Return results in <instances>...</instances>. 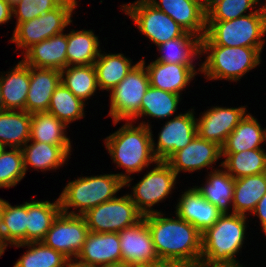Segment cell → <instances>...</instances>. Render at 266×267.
I'll return each instance as SVG.
<instances>
[{"label": "cell", "instance_id": "cell-1", "mask_svg": "<svg viewBox=\"0 0 266 267\" xmlns=\"http://www.w3.org/2000/svg\"><path fill=\"white\" fill-rule=\"evenodd\" d=\"M159 216L158 212L143 216L159 259L195 266L202 257V233L181 218L173 220Z\"/></svg>", "mask_w": 266, "mask_h": 267}, {"label": "cell", "instance_id": "cell-2", "mask_svg": "<svg viewBox=\"0 0 266 267\" xmlns=\"http://www.w3.org/2000/svg\"><path fill=\"white\" fill-rule=\"evenodd\" d=\"M210 23L201 37V45H219L224 47H250L261 51L263 41L260 39L266 32V9L261 8L233 20L206 21Z\"/></svg>", "mask_w": 266, "mask_h": 267}, {"label": "cell", "instance_id": "cell-3", "mask_svg": "<svg viewBox=\"0 0 266 267\" xmlns=\"http://www.w3.org/2000/svg\"><path fill=\"white\" fill-rule=\"evenodd\" d=\"M129 181L125 175L113 174L70 182L59 198L61 212L66 213L68 206L81 207L83 216L90 209L115 198L112 195Z\"/></svg>", "mask_w": 266, "mask_h": 267}, {"label": "cell", "instance_id": "cell-4", "mask_svg": "<svg viewBox=\"0 0 266 267\" xmlns=\"http://www.w3.org/2000/svg\"><path fill=\"white\" fill-rule=\"evenodd\" d=\"M150 129L147 126L133 128L125 125L119 131L112 134L106 144L114 161L124 166L127 172H138L149 164L150 161L158 162L154 151ZM150 154V155H149Z\"/></svg>", "mask_w": 266, "mask_h": 267}, {"label": "cell", "instance_id": "cell-5", "mask_svg": "<svg viewBox=\"0 0 266 267\" xmlns=\"http://www.w3.org/2000/svg\"><path fill=\"white\" fill-rule=\"evenodd\" d=\"M244 215L222 214L219 219L202 233V256L209 263H234V254L240 248L244 235Z\"/></svg>", "mask_w": 266, "mask_h": 267}, {"label": "cell", "instance_id": "cell-6", "mask_svg": "<svg viewBox=\"0 0 266 267\" xmlns=\"http://www.w3.org/2000/svg\"><path fill=\"white\" fill-rule=\"evenodd\" d=\"M202 48L212 49L202 70L213 79L238 80L245 72L259 64L260 50L257 48L201 45Z\"/></svg>", "mask_w": 266, "mask_h": 267}, {"label": "cell", "instance_id": "cell-7", "mask_svg": "<svg viewBox=\"0 0 266 267\" xmlns=\"http://www.w3.org/2000/svg\"><path fill=\"white\" fill-rule=\"evenodd\" d=\"M83 216L91 232L119 233L139 222L144 215L137 209L131 196H125L103 202L90 209Z\"/></svg>", "mask_w": 266, "mask_h": 267}, {"label": "cell", "instance_id": "cell-8", "mask_svg": "<svg viewBox=\"0 0 266 267\" xmlns=\"http://www.w3.org/2000/svg\"><path fill=\"white\" fill-rule=\"evenodd\" d=\"M75 5V0H64L57 8L17 24L12 41L20 47L28 48L30 45L60 34L71 22V12Z\"/></svg>", "mask_w": 266, "mask_h": 267}, {"label": "cell", "instance_id": "cell-9", "mask_svg": "<svg viewBox=\"0 0 266 267\" xmlns=\"http://www.w3.org/2000/svg\"><path fill=\"white\" fill-rule=\"evenodd\" d=\"M150 86L148 72H144V61H140L127 76L112 89L111 111L115 123L121 119L140 115V106Z\"/></svg>", "mask_w": 266, "mask_h": 267}, {"label": "cell", "instance_id": "cell-10", "mask_svg": "<svg viewBox=\"0 0 266 267\" xmlns=\"http://www.w3.org/2000/svg\"><path fill=\"white\" fill-rule=\"evenodd\" d=\"M89 233L84 216L60 212L42 242L69 259L78 255Z\"/></svg>", "mask_w": 266, "mask_h": 267}, {"label": "cell", "instance_id": "cell-11", "mask_svg": "<svg viewBox=\"0 0 266 267\" xmlns=\"http://www.w3.org/2000/svg\"><path fill=\"white\" fill-rule=\"evenodd\" d=\"M136 4L137 6H128L127 13L134 19L139 29L157 45L186 33L178 23L157 9L149 0H141Z\"/></svg>", "mask_w": 266, "mask_h": 267}, {"label": "cell", "instance_id": "cell-12", "mask_svg": "<svg viewBox=\"0 0 266 267\" xmlns=\"http://www.w3.org/2000/svg\"><path fill=\"white\" fill-rule=\"evenodd\" d=\"M122 264L144 267L159 261L145 218L118 233Z\"/></svg>", "mask_w": 266, "mask_h": 267}, {"label": "cell", "instance_id": "cell-13", "mask_svg": "<svg viewBox=\"0 0 266 267\" xmlns=\"http://www.w3.org/2000/svg\"><path fill=\"white\" fill-rule=\"evenodd\" d=\"M157 163L158 167L149 172L142 181L134 187V197H136V199L131 197V200L143 215L154 213V211L146 210L142 207V204L151 207L167 196L177 176L166 161L158 160Z\"/></svg>", "mask_w": 266, "mask_h": 267}, {"label": "cell", "instance_id": "cell-14", "mask_svg": "<svg viewBox=\"0 0 266 267\" xmlns=\"http://www.w3.org/2000/svg\"><path fill=\"white\" fill-rule=\"evenodd\" d=\"M77 257L83 263L96 266L117 265L122 263L120 238L116 232L94 233L89 231L85 243Z\"/></svg>", "mask_w": 266, "mask_h": 267}, {"label": "cell", "instance_id": "cell-15", "mask_svg": "<svg viewBox=\"0 0 266 267\" xmlns=\"http://www.w3.org/2000/svg\"><path fill=\"white\" fill-rule=\"evenodd\" d=\"M197 135V126L192 113L179 115L168 122L159 136L158 160L167 161L175 152L185 148Z\"/></svg>", "mask_w": 266, "mask_h": 267}, {"label": "cell", "instance_id": "cell-16", "mask_svg": "<svg viewBox=\"0 0 266 267\" xmlns=\"http://www.w3.org/2000/svg\"><path fill=\"white\" fill-rule=\"evenodd\" d=\"M244 114L245 108H214L196 124L197 135L222 147Z\"/></svg>", "mask_w": 266, "mask_h": 267}, {"label": "cell", "instance_id": "cell-17", "mask_svg": "<svg viewBox=\"0 0 266 267\" xmlns=\"http://www.w3.org/2000/svg\"><path fill=\"white\" fill-rule=\"evenodd\" d=\"M221 154L220 146L196 135L185 148L175 152L166 162L177 175L181 169L193 171L205 167Z\"/></svg>", "mask_w": 266, "mask_h": 267}, {"label": "cell", "instance_id": "cell-18", "mask_svg": "<svg viewBox=\"0 0 266 267\" xmlns=\"http://www.w3.org/2000/svg\"><path fill=\"white\" fill-rule=\"evenodd\" d=\"M67 35L57 34L28 48L24 63L31 67L61 71L67 67Z\"/></svg>", "mask_w": 266, "mask_h": 267}, {"label": "cell", "instance_id": "cell-19", "mask_svg": "<svg viewBox=\"0 0 266 267\" xmlns=\"http://www.w3.org/2000/svg\"><path fill=\"white\" fill-rule=\"evenodd\" d=\"M222 214L197 189L185 192L177 208L178 218L192 224L201 233L212 227Z\"/></svg>", "mask_w": 266, "mask_h": 267}, {"label": "cell", "instance_id": "cell-20", "mask_svg": "<svg viewBox=\"0 0 266 267\" xmlns=\"http://www.w3.org/2000/svg\"><path fill=\"white\" fill-rule=\"evenodd\" d=\"M31 68H35V71ZM36 69L39 70L36 73ZM61 71L30 66V86L25 102L28 113L47 112L55 88L61 82Z\"/></svg>", "mask_w": 266, "mask_h": 267}, {"label": "cell", "instance_id": "cell-21", "mask_svg": "<svg viewBox=\"0 0 266 267\" xmlns=\"http://www.w3.org/2000/svg\"><path fill=\"white\" fill-rule=\"evenodd\" d=\"M157 9L169 15L186 32L206 27V8L196 0H160L163 7L149 0Z\"/></svg>", "mask_w": 266, "mask_h": 267}, {"label": "cell", "instance_id": "cell-22", "mask_svg": "<svg viewBox=\"0 0 266 267\" xmlns=\"http://www.w3.org/2000/svg\"><path fill=\"white\" fill-rule=\"evenodd\" d=\"M146 71L149 76L150 86L179 94L188 81L194 76V68L187 65L163 63L155 61Z\"/></svg>", "mask_w": 266, "mask_h": 267}, {"label": "cell", "instance_id": "cell-23", "mask_svg": "<svg viewBox=\"0 0 266 267\" xmlns=\"http://www.w3.org/2000/svg\"><path fill=\"white\" fill-rule=\"evenodd\" d=\"M266 194V172L235 179L233 192L234 214L245 215L246 210L256 208Z\"/></svg>", "mask_w": 266, "mask_h": 267}, {"label": "cell", "instance_id": "cell-24", "mask_svg": "<svg viewBox=\"0 0 266 267\" xmlns=\"http://www.w3.org/2000/svg\"><path fill=\"white\" fill-rule=\"evenodd\" d=\"M7 78L0 79L5 110L19 107L25 111V102L30 86V66L20 62Z\"/></svg>", "mask_w": 266, "mask_h": 267}, {"label": "cell", "instance_id": "cell-25", "mask_svg": "<svg viewBox=\"0 0 266 267\" xmlns=\"http://www.w3.org/2000/svg\"><path fill=\"white\" fill-rule=\"evenodd\" d=\"M264 139L265 132L261 130L257 121L252 116L246 115L227 137L221 147V153L260 149L258 145Z\"/></svg>", "mask_w": 266, "mask_h": 267}, {"label": "cell", "instance_id": "cell-26", "mask_svg": "<svg viewBox=\"0 0 266 267\" xmlns=\"http://www.w3.org/2000/svg\"><path fill=\"white\" fill-rule=\"evenodd\" d=\"M61 212L59 199L56 203H27V243L43 240L58 214Z\"/></svg>", "mask_w": 266, "mask_h": 267}, {"label": "cell", "instance_id": "cell-27", "mask_svg": "<svg viewBox=\"0 0 266 267\" xmlns=\"http://www.w3.org/2000/svg\"><path fill=\"white\" fill-rule=\"evenodd\" d=\"M66 125L48 112L31 114L30 139L56 146H70L69 139L63 135Z\"/></svg>", "mask_w": 266, "mask_h": 267}, {"label": "cell", "instance_id": "cell-28", "mask_svg": "<svg viewBox=\"0 0 266 267\" xmlns=\"http://www.w3.org/2000/svg\"><path fill=\"white\" fill-rule=\"evenodd\" d=\"M31 114L27 111L11 112L4 110L0 112V144L18 146L30 140ZM14 143V145H12Z\"/></svg>", "mask_w": 266, "mask_h": 267}, {"label": "cell", "instance_id": "cell-29", "mask_svg": "<svg viewBox=\"0 0 266 267\" xmlns=\"http://www.w3.org/2000/svg\"><path fill=\"white\" fill-rule=\"evenodd\" d=\"M70 146H56L45 142H33L22 149L24 168L27 163L36 168L46 169L57 167L67 158Z\"/></svg>", "mask_w": 266, "mask_h": 267}, {"label": "cell", "instance_id": "cell-30", "mask_svg": "<svg viewBox=\"0 0 266 267\" xmlns=\"http://www.w3.org/2000/svg\"><path fill=\"white\" fill-rule=\"evenodd\" d=\"M98 39L92 31L71 32L67 35V67L73 62L79 65H92L98 53Z\"/></svg>", "mask_w": 266, "mask_h": 267}, {"label": "cell", "instance_id": "cell-31", "mask_svg": "<svg viewBox=\"0 0 266 267\" xmlns=\"http://www.w3.org/2000/svg\"><path fill=\"white\" fill-rule=\"evenodd\" d=\"M100 60L94 62L97 83L101 89H113L133 68L130 62L121 54L98 56Z\"/></svg>", "mask_w": 266, "mask_h": 267}, {"label": "cell", "instance_id": "cell-32", "mask_svg": "<svg viewBox=\"0 0 266 267\" xmlns=\"http://www.w3.org/2000/svg\"><path fill=\"white\" fill-rule=\"evenodd\" d=\"M227 156L222 166L235 174H229L238 179L245 176L257 175L266 172V154L261 149L245 150L238 153H224Z\"/></svg>", "mask_w": 266, "mask_h": 267}, {"label": "cell", "instance_id": "cell-33", "mask_svg": "<svg viewBox=\"0 0 266 267\" xmlns=\"http://www.w3.org/2000/svg\"><path fill=\"white\" fill-rule=\"evenodd\" d=\"M1 218L3 242L5 239L18 246L27 243V203L22 206L11 207L2 200Z\"/></svg>", "mask_w": 266, "mask_h": 267}, {"label": "cell", "instance_id": "cell-34", "mask_svg": "<svg viewBox=\"0 0 266 267\" xmlns=\"http://www.w3.org/2000/svg\"><path fill=\"white\" fill-rule=\"evenodd\" d=\"M83 105V101L60 82L53 92L47 112L66 124L81 118Z\"/></svg>", "mask_w": 266, "mask_h": 267}, {"label": "cell", "instance_id": "cell-35", "mask_svg": "<svg viewBox=\"0 0 266 267\" xmlns=\"http://www.w3.org/2000/svg\"><path fill=\"white\" fill-rule=\"evenodd\" d=\"M235 179L227 172H215L207 187L196 188L201 195L223 214L226 213L228 202L233 200Z\"/></svg>", "mask_w": 266, "mask_h": 267}, {"label": "cell", "instance_id": "cell-36", "mask_svg": "<svg viewBox=\"0 0 266 267\" xmlns=\"http://www.w3.org/2000/svg\"><path fill=\"white\" fill-rule=\"evenodd\" d=\"M179 94L149 86L143 96L140 106V114H148L152 117H166L175 112Z\"/></svg>", "mask_w": 266, "mask_h": 267}, {"label": "cell", "instance_id": "cell-37", "mask_svg": "<svg viewBox=\"0 0 266 267\" xmlns=\"http://www.w3.org/2000/svg\"><path fill=\"white\" fill-rule=\"evenodd\" d=\"M61 82L81 100L91 96L98 85L94 64L77 65L71 69L69 68L66 79H61Z\"/></svg>", "mask_w": 266, "mask_h": 267}, {"label": "cell", "instance_id": "cell-38", "mask_svg": "<svg viewBox=\"0 0 266 267\" xmlns=\"http://www.w3.org/2000/svg\"><path fill=\"white\" fill-rule=\"evenodd\" d=\"M190 36H192V33L190 34L186 32L181 37L170 39L169 41L161 45H158L161 48V50L171 49L172 51L166 55L161 56L156 61L163 63L182 64V65H187L188 67H193L192 64L190 63L189 58H191L190 56H192V54L201 51L198 50V48L201 49V37L191 42ZM173 49L177 50L173 51Z\"/></svg>", "mask_w": 266, "mask_h": 267}, {"label": "cell", "instance_id": "cell-39", "mask_svg": "<svg viewBox=\"0 0 266 267\" xmlns=\"http://www.w3.org/2000/svg\"><path fill=\"white\" fill-rule=\"evenodd\" d=\"M29 244H39V246L23 255L14 267H65V263L71 260L61 252L46 246L42 241L40 243L29 242Z\"/></svg>", "mask_w": 266, "mask_h": 267}, {"label": "cell", "instance_id": "cell-40", "mask_svg": "<svg viewBox=\"0 0 266 267\" xmlns=\"http://www.w3.org/2000/svg\"><path fill=\"white\" fill-rule=\"evenodd\" d=\"M257 1L258 0H209L206 6V21H227L245 16L242 15V13Z\"/></svg>", "mask_w": 266, "mask_h": 267}, {"label": "cell", "instance_id": "cell-41", "mask_svg": "<svg viewBox=\"0 0 266 267\" xmlns=\"http://www.w3.org/2000/svg\"><path fill=\"white\" fill-rule=\"evenodd\" d=\"M25 174L22 150L15 147L13 151H0V187H10L17 184Z\"/></svg>", "mask_w": 266, "mask_h": 267}, {"label": "cell", "instance_id": "cell-42", "mask_svg": "<svg viewBox=\"0 0 266 267\" xmlns=\"http://www.w3.org/2000/svg\"><path fill=\"white\" fill-rule=\"evenodd\" d=\"M64 0H20L12 6V12L19 13L18 23L29 21L57 8ZM19 7L17 11L15 6Z\"/></svg>", "mask_w": 266, "mask_h": 267}, {"label": "cell", "instance_id": "cell-43", "mask_svg": "<svg viewBox=\"0 0 266 267\" xmlns=\"http://www.w3.org/2000/svg\"><path fill=\"white\" fill-rule=\"evenodd\" d=\"M253 212H258L263 230L266 232V194L259 200Z\"/></svg>", "mask_w": 266, "mask_h": 267}, {"label": "cell", "instance_id": "cell-44", "mask_svg": "<svg viewBox=\"0 0 266 267\" xmlns=\"http://www.w3.org/2000/svg\"><path fill=\"white\" fill-rule=\"evenodd\" d=\"M144 267H194V266L180 261L159 260Z\"/></svg>", "mask_w": 266, "mask_h": 267}, {"label": "cell", "instance_id": "cell-45", "mask_svg": "<svg viewBox=\"0 0 266 267\" xmlns=\"http://www.w3.org/2000/svg\"><path fill=\"white\" fill-rule=\"evenodd\" d=\"M12 12V5L6 0H0V24L10 19Z\"/></svg>", "mask_w": 266, "mask_h": 267}, {"label": "cell", "instance_id": "cell-46", "mask_svg": "<svg viewBox=\"0 0 266 267\" xmlns=\"http://www.w3.org/2000/svg\"><path fill=\"white\" fill-rule=\"evenodd\" d=\"M239 267L236 263H209V262H198L194 267Z\"/></svg>", "mask_w": 266, "mask_h": 267}, {"label": "cell", "instance_id": "cell-47", "mask_svg": "<svg viewBox=\"0 0 266 267\" xmlns=\"http://www.w3.org/2000/svg\"><path fill=\"white\" fill-rule=\"evenodd\" d=\"M68 267H96V266H93V265H90V264H86V263H83L81 261H79V263H73V264H67Z\"/></svg>", "mask_w": 266, "mask_h": 267}, {"label": "cell", "instance_id": "cell-48", "mask_svg": "<svg viewBox=\"0 0 266 267\" xmlns=\"http://www.w3.org/2000/svg\"><path fill=\"white\" fill-rule=\"evenodd\" d=\"M2 200L0 199V239L3 241V233H2Z\"/></svg>", "mask_w": 266, "mask_h": 267}, {"label": "cell", "instance_id": "cell-49", "mask_svg": "<svg viewBox=\"0 0 266 267\" xmlns=\"http://www.w3.org/2000/svg\"><path fill=\"white\" fill-rule=\"evenodd\" d=\"M5 107H4V102L2 99V93H1V87H0V112L4 111Z\"/></svg>", "mask_w": 266, "mask_h": 267}, {"label": "cell", "instance_id": "cell-50", "mask_svg": "<svg viewBox=\"0 0 266 267\" xmlns=\"http://www.w3.org/2000/svg\"><path fill=\"white\" fill-rule=\"evenodd\" d=\"M7 246L3 241L0 239V256L4 252V247Z\"/></svg>", "mask_w": 266, "mask_h": 267}, {"label": "cell", "instance_id": "cell-51", "mask_svg": "<svg viewBox=\"0 0 266 267\" xmlns=\"http://www.w3.org/2000/svg\"><path fill=\"white\" fill-rule=\"evenodd\" d=\"M101 267H129V266H126L125 264H117V265H108V266H101Z\"/></svg>", "mask_w": 266, "mask_h": 267}, {"label": "cell", "instance_id": "cell-52", "mask_svg": "<svg viewBox=\"0 0 266 267\" xmlns=\"http://www.w3.org/2000/svg\"><path fill=\"white\" fill-rule=\"evenodd\" d=\"M10 5H14L15 3H17L20 0H6Z\"/></svg>", "mask_w": 266, "mask_h": 267}, {"label": "cell", "instance_id": "cell-53", "mask_svg": "<svg viewBox=\"0 0 266 267\" xmlns=\"http://www.w3.org/2000/svg\"><path fill=\"white\" fill-rule=\"evenodd\" d=\"M196 1L200 2L205 8H206V6L208 5V2H209V0H205V4H204V3H202V2L199 1V0H196Z\"/></svg>", "mask_w": 266, "mask_h": 267}]
</instances>
